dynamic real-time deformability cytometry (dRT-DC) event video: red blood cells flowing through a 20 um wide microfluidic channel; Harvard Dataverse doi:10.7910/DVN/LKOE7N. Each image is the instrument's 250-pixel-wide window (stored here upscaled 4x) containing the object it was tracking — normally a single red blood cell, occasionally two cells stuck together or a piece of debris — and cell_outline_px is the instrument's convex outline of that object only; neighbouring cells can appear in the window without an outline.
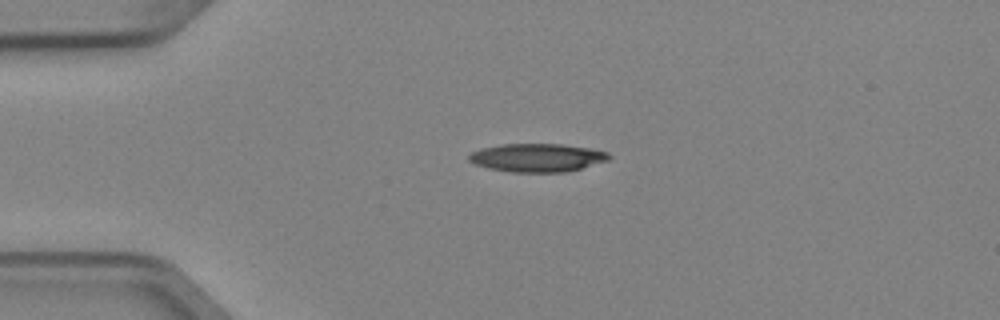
{"species": "Egyptian fruit bat (a non-hibernating species)", "species_latin": "Rousettus aegyptiacus", "temperature_condition": "cold", "stored_images_in_passage": 4, "camera_frame_rate_fps": 3000, "um_per_image_px": 0.085, "animal": {"sex": "female"}, "frame": {"image": 1, "passage_image": 3, "time_ms": 0.667, "image_size_px": [1000, 320], "cell_outline_px": [[612, 156], [608, 160], [568, 172], [512, 172], [488, 168], [476, 164], [468, 160], [468, 156], [472, 152], [480, 148], [500, 144], [560, 144], [588, 148], [608, 152]], "centroid_in_image_um": [45.65, 13.4], "position_along_channel_um": 39.3, "area_um2": 23.06}}